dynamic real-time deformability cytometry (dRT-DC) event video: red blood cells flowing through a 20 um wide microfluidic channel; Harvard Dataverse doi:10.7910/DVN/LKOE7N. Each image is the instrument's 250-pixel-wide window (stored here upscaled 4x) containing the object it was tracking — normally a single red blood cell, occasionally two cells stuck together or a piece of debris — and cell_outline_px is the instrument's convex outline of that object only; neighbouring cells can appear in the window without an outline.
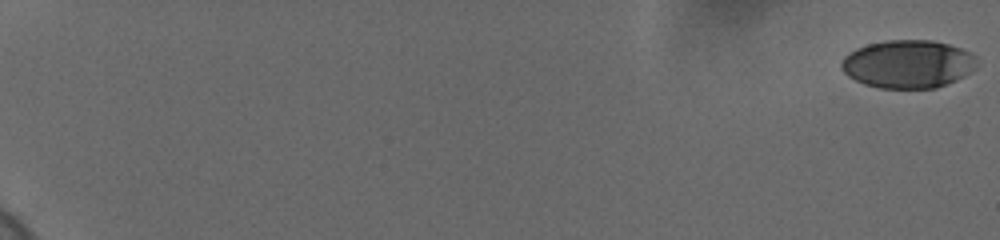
{"species": "human", "species_latin": "Homo sapiens", "temperature_condition": "cold", "stored_images_in_passage": 60, "camera_frame_rate_fps": 3000, "um_per_image_px": 0.085, "donor": {"sex": "female"}, "frame": {"image": 1, "passage_image": 1, "time_ms": 0.0, "image_size_px": [1000, 240], "cell_outline_px": [[976, 68], [964, 76], [956, 80], [936, 88], [880, 88], [864, 84], [848, 76], [840, 68], [840, 64], [844, 56], [848, 52], [856, 48], [868, 44], [884, 40], [932, 40], [948, 44], [972, 52], [976, 56]], "centroid_in_image_um": [77.17, 5.44], "position_along_channel_um": 7.8, "area_um2": 38.21}}
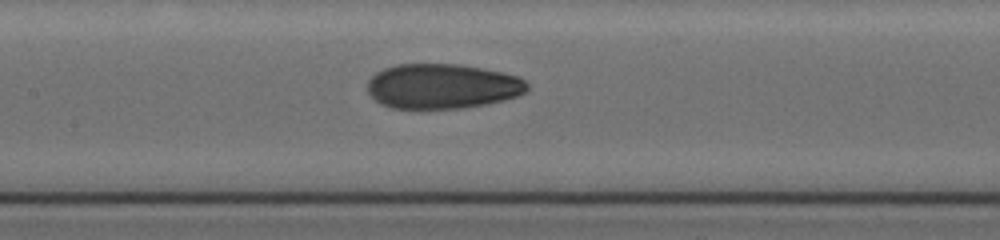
{"frame": {"image": 2, "passage_image": 33, "time_ms": 10.667, "image_size_px": [1000, 240], "cell_outline_px": [[528, 88], [524, 92], [516, 96], [504, 100], [484, 104], [460, 108], [392, 108], [380, 104], [368, 92], [368, 80], [376, 72], [384, 68], [396, 64], [460, 64], [484, 68], [504, 72], [520, 76], [528, 84]], "centroid_in_image_um": [37.6, 7.31], "position_along_channel_um": 169.8, "area_um2": 41.91}}
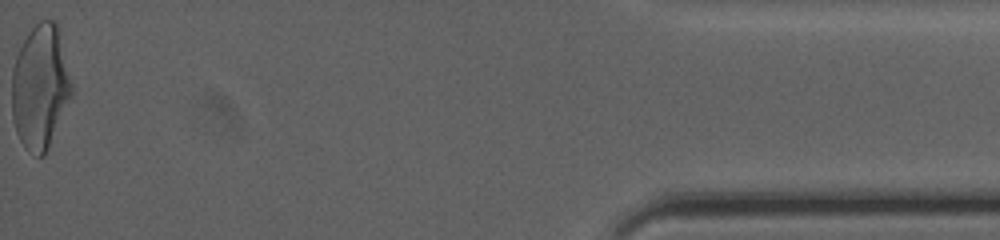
{"frame": {"image": 3, "passage_image": 60, "time_ms": 19.667, "image_size_px": [1000, 240], "cell_outline_px": [[72, 96], [48, 148], [44, 156], [36, 156], [24, 148], [16, 132], [12, 116], [12, 72], [16, 56], [28, 32], [40, 20], [56, 20], [60, 28], [72, 84]], "centroid_in_image_um": [3.43, 7.37], "position_along_channel_um": 431.8, "area_um2": 43.64}, "authors_computed_cell_mechanics": {"area_um2": 41.0669, "velocity_mm_per_s": 3.7129, "shape_relaxation_time_tau1_ms": 6.1893, "shape_relaxation_time_tau2_ms": 1.3713, "deformation_change_tau1": 0.1822, "deformation_change_tau2": 0.0648}}